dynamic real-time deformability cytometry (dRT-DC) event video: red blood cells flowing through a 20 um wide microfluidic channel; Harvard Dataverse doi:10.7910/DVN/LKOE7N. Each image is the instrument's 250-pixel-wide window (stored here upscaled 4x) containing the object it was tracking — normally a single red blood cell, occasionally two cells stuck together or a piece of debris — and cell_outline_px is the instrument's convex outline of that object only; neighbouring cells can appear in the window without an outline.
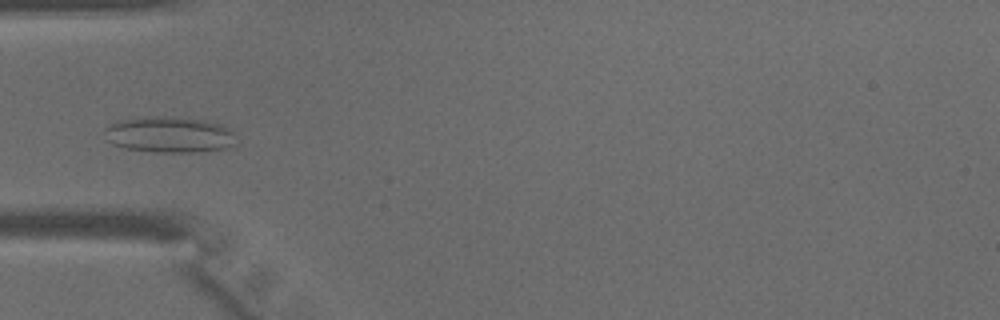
{"species": "common noctule bat (a hibernating species)", "species_latin": "Nyctalus noctula", "temperature_condition": "warm", "stored_images_in_passage": 45, "camera_frame_rate_fps": 3000, "um_per_image_px": 0.085, "animal": {"sex": "male", "body_mass_g": 15.6}, "frame": {"image": 1, "passage_image": 14, "time_ms": 4.333, "image_size_px": [1000, 320], "cell_outline_px": [[236, 144], [228, 148], [204, 152], [156, 152], [124, 148], [112, 144], [108, 140], [104, 132], [104, 128], [108, 124], [116, 120], [144, 116], [156, 116], [204, 120], [220, 124], [228, 128], [232, 132]], "centroid_in_image_um": [14.36, 11.45], "position_along_channel_um": 70.6, "area_um2": 27.86}}
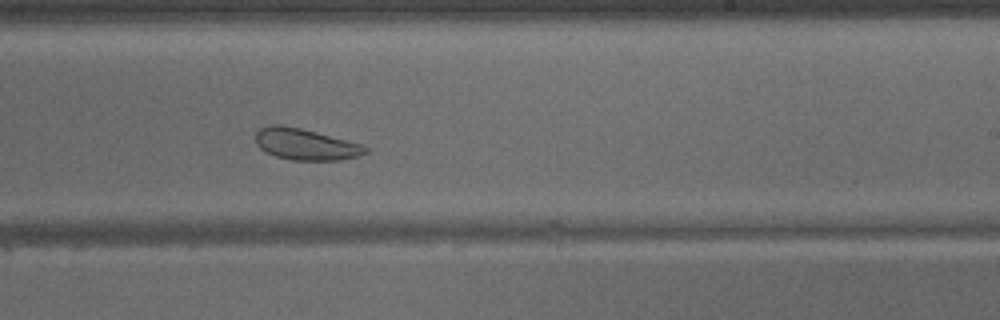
{"frame": {"image": 2, "passage_image": 27, "time_ms": 8.667, "image_size_px": [1000, 320], "cell_outline_px": [[368, 152], [356, 156], [340, 160], [292, 160], [276, 156], [260, 148], [256, 144], [256, 132], [260, 128], [272, 124], [280, 124], [300, 128], [364, 144], [368, 148]], "centroid_in_image_um": [25.98, 12.26], "position_along_channel_um": 263.0, "area_um2": 20.0}}
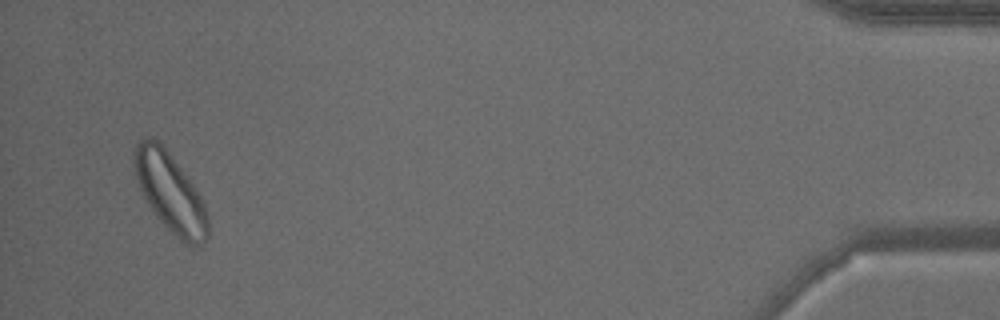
{"frame": {"image": 3, "passage_image": 43, "time_ms": 14.0, "image_size_px": [1000, 320], "cell_outline_px": [[208, 236], [200, 244], [192, 248], [184, 244], [156, 216], [148, 204], [136, 180], [132, 152], [136, 140], [160, 140], [188, 176], [200, 196], [204, 204], [208, 216]], "centroid_in_image_um": [14.46, 16.34], "position_along_channel_um": 420.7, "area_um2": 33.99}}